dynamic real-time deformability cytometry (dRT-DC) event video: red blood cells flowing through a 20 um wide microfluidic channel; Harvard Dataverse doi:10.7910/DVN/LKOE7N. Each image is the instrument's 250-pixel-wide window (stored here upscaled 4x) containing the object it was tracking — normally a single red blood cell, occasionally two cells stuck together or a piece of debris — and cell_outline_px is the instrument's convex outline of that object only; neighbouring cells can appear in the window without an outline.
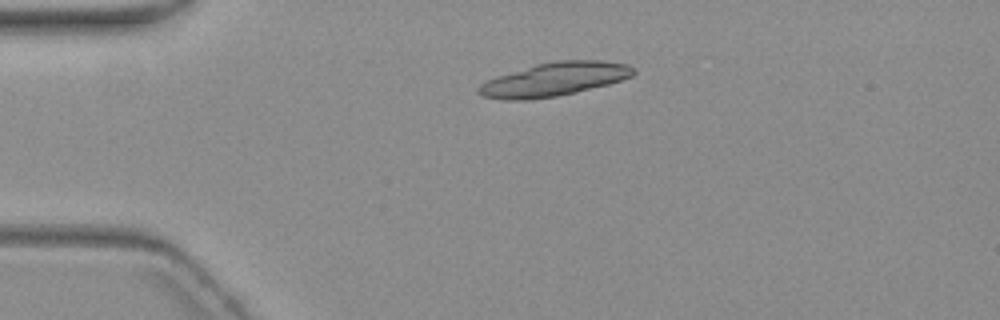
{"species": "common noctule bat (a hibernating species)", "species_latin": "Nyctalus noctula", "temperature_condition": "warm", "stored_images_in_passage": 4, "camera_frame_rate_fps": 3000, "um_per_image_px": 0.085, "animal": {"sex": "female", "body_mass_g": 19.3, "forearm_length_mm": 54.1}, "frame": {"image": 1, "passage_image": 3, "time_ms": 3.333, "image_size_px": [1000, 320], "cell_outline_px": [[636, 72], [632, 76], [608, 84], [576, 92], [556, 96], [528, 100], [504, 100], [484, 96], [476, 92], [476, 88], [480, 84], [496, 76], [536, 64], [556, 60], [604, 60], [628, 64], [636, 68]], "centroid_in_image_um": [47.12, 6.73], "position_along_channel_um": 37.9, "area_um2": 30.4}}